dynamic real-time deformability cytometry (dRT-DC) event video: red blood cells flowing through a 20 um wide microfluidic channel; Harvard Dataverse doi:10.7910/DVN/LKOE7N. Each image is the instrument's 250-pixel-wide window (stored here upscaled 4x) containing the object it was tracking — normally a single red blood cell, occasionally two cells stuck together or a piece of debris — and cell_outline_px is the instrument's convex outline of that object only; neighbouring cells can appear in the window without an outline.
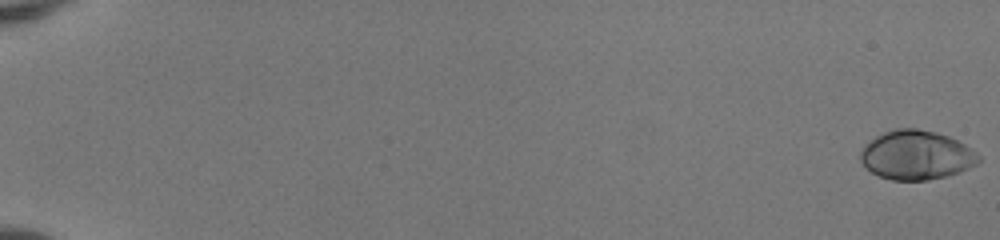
{"species": "human", "species_latin": "Homo sapiens", "temperature_condition": "room temperature", "stored_images_in_passage": 53, "camera_frame_rate_fps": 3000, "um_per_image_px": 0.085, "donor": {"sex": "female"}, "frame": {"image": 1, "passage_image": 1, "time_ms": 0.0, "image_size_px": [1000, 240], "cell_outline_px": [[980, 160], [976, 164], [968, 168], [944, 176], [928, 180], [892, 180], [880, 176], [872, 172], [860, 160], [860, 148], [864, 144], [876, 136], [884, 132], [896, 128], [916, 128], [936, 132], [948, 136], [964, 144], [976, 152], [980, 156]], "centroid_in_image_um": [77.86, 13.17], "position_along_channel_um": 7.1, "area_um2": 33.64}}
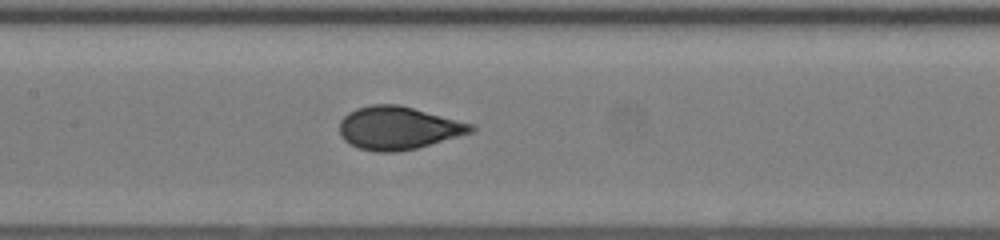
{"frame": {"image": 2, "passage_image": 29, "time_ms": 9.333, "image_size_px": [1000, 240], "cell_outline_px": [[476, 128], [472, 132], [416, 148], [396, 152], [376, 152], [360, 148], [344, 140], [340, 136], [340, 120], [348, 112], [356, 108], [372, 104], [396, 104], [412, 108], [472, 124]], "centroid_in_image_um": [33.8, 10.88], "position_along_channel_um": 173.6, "area_um2": 32.48}}
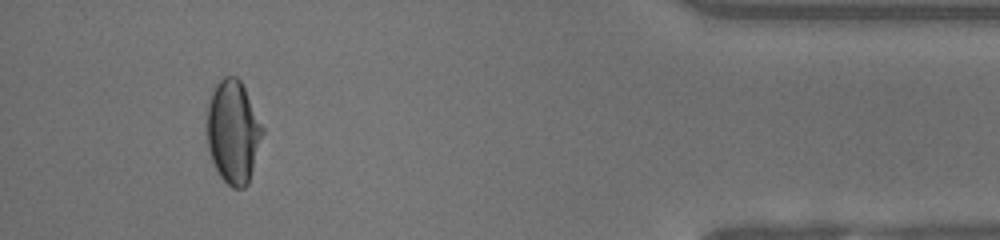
{"frame": {"image": 3, "passage_image": 50, "time_ms": 16.333, "image_size_px": [1000, 240], "cell_outline_px": [[264, 132], [248, 184], [244, 188], [232, 188], [220, 176], [212, 160], [208, 148], [208, 104], [212, 92], [216, 84], [224, 76], [236, 76], [240, 80], [264, 128]], "centroid_in_image_um": [19.83, 11.22], "position_along_channel_um": 415.4, "area_um2": 33.0}, "authors_computed_cell_mechanics": {"area_um2": 32.8304, "velocity_mm_per_s": 4.11, "shape_relaxation_time_tau1_ms": 5.1526, "shape_relaxation_time_tau2_ms": null, "deformation_change_tau1": 0.2147, "deformation_change_tau2": null}}